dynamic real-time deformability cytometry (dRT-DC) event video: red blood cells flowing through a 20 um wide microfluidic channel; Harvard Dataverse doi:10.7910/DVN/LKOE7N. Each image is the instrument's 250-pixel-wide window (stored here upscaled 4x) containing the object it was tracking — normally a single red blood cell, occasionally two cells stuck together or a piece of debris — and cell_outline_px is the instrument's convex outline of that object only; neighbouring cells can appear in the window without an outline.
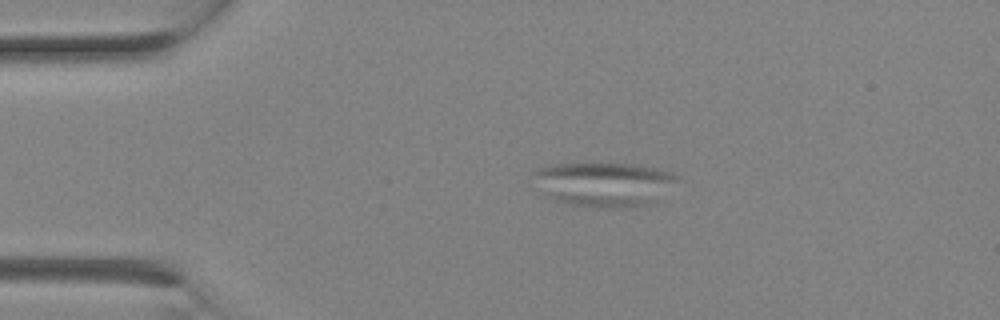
{"species": "Egyptian fruit bat (a non-hibernating species)", "species_latin": "Rousettus aegyptiacus", "temperature_condition": "room temperature", "stored_images_in_passage": 2, "camera_frame_rate_fps": 3000, "um_per_image_px": 0.085, "animal": {"sex": "female"}, "frame": {"image": 1, "passage_image": 1, "time_ms": 0.0, "image_size_px": [1000, 320], "cell_outline_px": [[680, 180], [656, 204], [636, 208], [592, 208], [572, 204], [556, 200], [552, 196], [532, 172], [536, 168], [552, 164], [588, 160], [636, 164], [656, 168], [672, 172], [680, 176]], "centroid_in_image_um": [51.52, 15.62], "position_along_channel_um": 33.5, "area_um2": 38.49}}
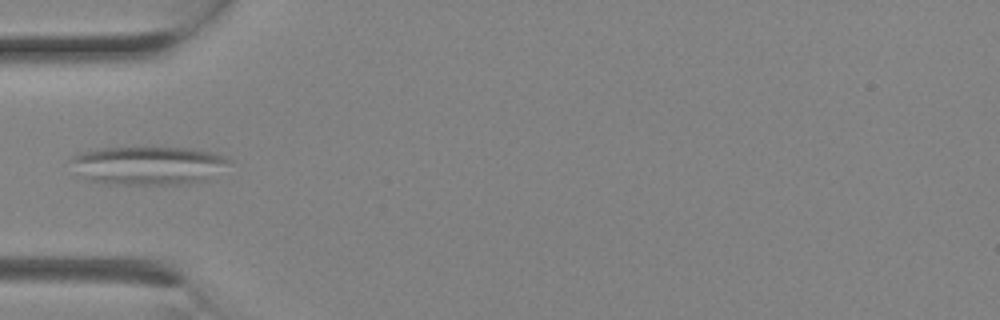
{"frame": {"image": 2, "passage_image": 2, "time_ms": 0.333, "image_size_px": [1000, 320], "cell_outline_px": [[232, 160], [204, 180], [188, 184], [108, 184], [92, 180], [84, 176], [68, 160], [72, 156], [80, 152], [100, 148], [188, 148], [212, 152], [224, 156]], "centroid_in_image_um": [12.57, 14.05], "position_along_channel_um": 72.4, "area_um2": 34.8}}